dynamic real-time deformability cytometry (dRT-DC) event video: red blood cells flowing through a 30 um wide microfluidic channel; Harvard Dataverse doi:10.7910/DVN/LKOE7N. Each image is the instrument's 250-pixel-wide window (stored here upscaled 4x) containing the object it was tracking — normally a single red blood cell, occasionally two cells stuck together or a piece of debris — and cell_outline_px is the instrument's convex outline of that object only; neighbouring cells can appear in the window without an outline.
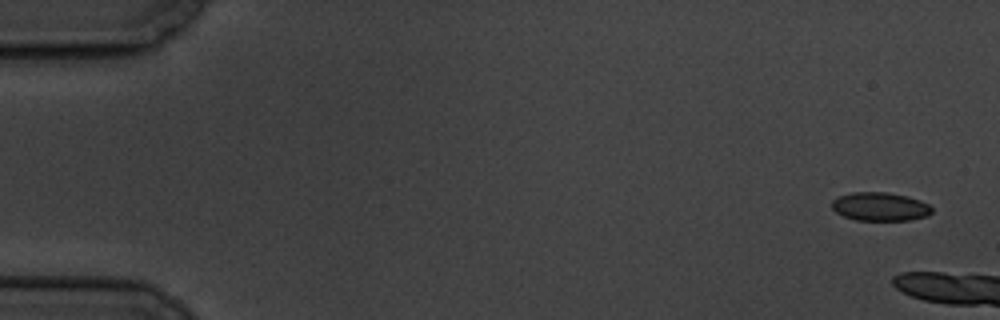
{"species": "common noctule bat (a hibernating species)", "species_latin": "Nyctalus noctula", "temperature_condition": "cold", "stored_images_in_passage": 3, "camera_frame_rate_fps": 3000, "um_per_image_px": 0.085, "animal": {"sex": "male", "body_mass_g": 19.5, "forearm_length_mm": 54.6}, "frame": {"image": 1, "passage_image": 1, "time_ms": 0.0, "image_size_px": [1000, 320], "cell_outline_px": [[932, 212], [928, 216], [908, 220], [856, 220], [844, 216], [836, 212], [832, 208], [832, 200], [840, 196], [852, 192], [888, 192], [908, 196], [920, 200], [928, 204], [932, 208]], "centroid_in_image_um": [74.82, 17.56], "position_along_channel_um": 10.2, "area_um2": 16.65}}